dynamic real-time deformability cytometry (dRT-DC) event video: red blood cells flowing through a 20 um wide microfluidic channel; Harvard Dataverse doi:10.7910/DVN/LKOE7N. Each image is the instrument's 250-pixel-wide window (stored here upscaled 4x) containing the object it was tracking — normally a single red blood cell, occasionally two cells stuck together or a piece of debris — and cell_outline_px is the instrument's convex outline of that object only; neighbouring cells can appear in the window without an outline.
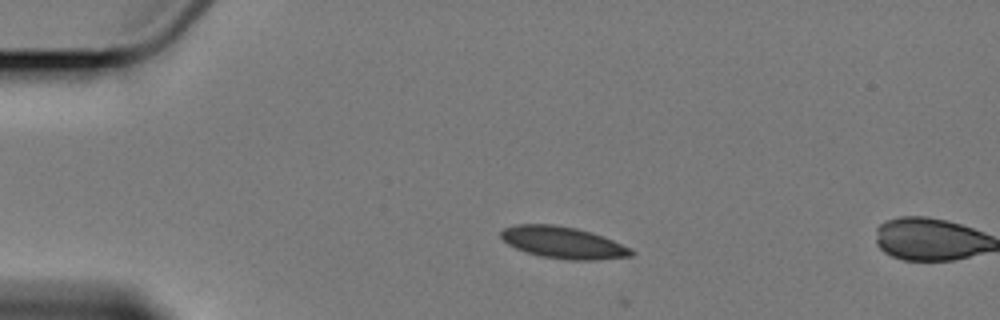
{"species": "Egyptian fruit bat (a non-hibernating species)", "species_latin": "Rousettus aegyptiacus", "temperature_condition": "cold", "stored_images_in_passage": 2, "camera_frame_rate_fps": 3000, "um_per_image_px": 0.085, "animal": {"sex": "female"}, "frame": {"image": 1, "passage_image": 1, "time_ms": 0.0, "image_size_px": [1000, 320], "cell_outline_px": [[636, 252], [632, 256], [596, 260], [568, 260], [540, 256], [524, 252], [508, 244], [500, 236], [500, 232], [504, 228], [516, 224], [552, 224], [576, 228], [612, 240]], "centroid_in_image_um": [47.82, 20.62], "position_along_channel_um": 37.2, "area_um2": 23.93}}